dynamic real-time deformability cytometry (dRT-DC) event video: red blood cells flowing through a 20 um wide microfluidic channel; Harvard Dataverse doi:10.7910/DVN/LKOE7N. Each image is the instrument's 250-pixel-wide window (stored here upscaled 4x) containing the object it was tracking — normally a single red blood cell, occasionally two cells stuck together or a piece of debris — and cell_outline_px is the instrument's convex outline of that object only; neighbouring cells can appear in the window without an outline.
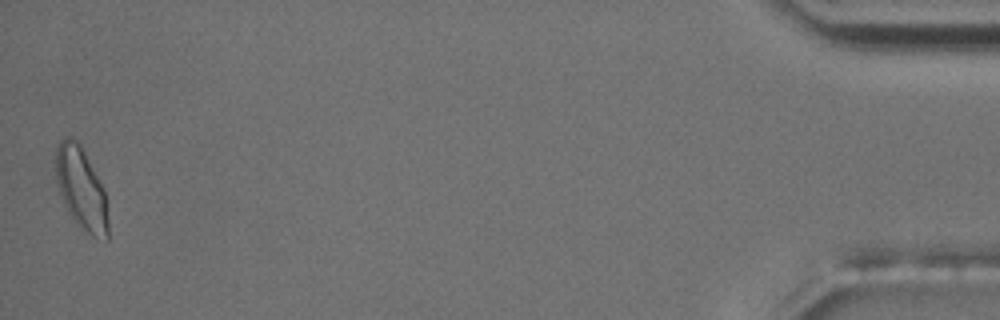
{"species": "common noctule bat (a hibernating species)", "species_latin": "Nyctalus noctula", "temperature_condition": "room temperature", "stored_images_in_passage": 54, "camera_frame_rate_fps": 3000, "um_per_image_px": 0.085, "animal": {"sex": "male", "body_mass_g": 17.5, "forearm_length_mm": 52.3}, "frame": {"image": 1, "passage_image": 54, "time_ms": 17.667, "image_size_px": [1000, 320], "cell_outline_px": [[108, 240], [92, 236], [68, 212], [64, 204], [60, 192], [56, 176], [56, 148], [60, 140], [64, 136], [72, 136], [80, 144], [104, 188], [108, 220]], "centroid_in_image_um": [6.91, 15.98], "position_along_channel_um": 428.3, "area_um2": 24.62}, "authors_computed_cell_mechanics": {"area_um2": 19.5075, "velocity_mm_per_s": 3.6994, "shape_relaxation_time_tau1_ms": 3.3304, "shape_relaxation_time_tau2_ms": 1.4338, "deformation_change_tau1": 0.1337, "deformation_change_tau2": 0.0843}}